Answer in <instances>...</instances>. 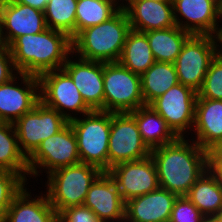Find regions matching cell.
Wrapping results in <instances>:
<instances>
[{"label": "cell", "instance_id": "6da1fadb", "mask_svg": "<svg viewBox=\"0 0 222 222\" xmlns=\"http://www.w3.org/2000/svg\"><path fill=\"white\" fill-rule=\"evenodd\" d=\"M150 155L157 168L159 187L178 196H186L209 169V152L185 137L152 149Z\"/></svg>", "mask_w": 222, "mask_h": 222}, {"label": "cell", "instance_id": "7a4b0ae2", "mask_svg": "<svg viewBox=\"0 0 222 222\" xmlns=\"http://www.w3.org/2000/svg\"><path fill=\"white\" fill-rule=\"evenodd\" d=\"M14 67L18 72L39 77L62 69L72 56V39L61 31L46 28L37 34L17 37L9 46Z\"/></svg>", "mask_w": 222, "mask_h": 222}, {"label": "cell", "instance_id": "3957f363", "mask_svg": "<svg viewBox=\"0 0 222 222\" xmlns=\"http://www.w3.org/2000/svg\"><path fill=\"white\" fill-rule=\"evenodd\" d=\"M130 30L127 14L120 9L109 20L81 30L72 39V54L88 61L118 62Z\"/></svg>", "mask_w": 222, "mask_h": 222}, {"label": "cell", "instance_id": "277c9868", "mask_svg": "<svg viewBox=\"0 0 222 222\" xmlns=\"http://www.w3.org/2000/svg\"><path fill=\"white\" fill-rule=\"evenodd\" d=\"M101 173L98 167L81 162L49 173L45 192L57 214L69 207L83 205L91 184Z\"/></svg>", "mask_w": 222, "mask_h": 222}, {"label": "cell", "instance_id": "5b68a950", "mask_svg": "<svg viewBox=\"0 0 222 222\" xmlns=\"http://www.w3.org/2000/svg\"><path fill=\"white\" fill-rule=\"evenodd\" d=\"M68 123L77 139L80 162L107 172L111 112L92 110Z\"/></svg>", "mask_w": 222, "mask_h": 222}, {"label": "cell", "instance_id": "8992f818", "mask_svg": "<svg viewBox=\"0 0 222 222\" xmlns=\"http://www.w3.org/2000/svg\"><path fill=\"white\" fill-rule=\"evenodd\" d=\"M103 111L131 112L145 105L141 91L140 75L119 62H103Z\"/></svg>", "mask_w": 222, "mask_h": 222}, {"label": "cell", "instance_id": "52a82bcc", "mask_svg": "<svg viewBox=\"0 0 222 222\" xmlns=\"http://www.w3.org/2000/svg\"><path fill=\"white\" fill-rule=\"evenodd\" d=\"M219 52L218 37L192 34L174 62L178 82L198 92L212 60Z\"/></svg>", "mask_w": 222, "mask_h": 222}, {"label": "cell", "instance_id": "ba28073f", "mask_svg": "<svg viewBox=\"0 0 222 222\" xmlns=\"http://www.w3.org/2000/svg\"><path fill=\"white\" fill-rule=\"evenodd\" d=\"M27 163L29 175L35 178L40 177L42 168L48 175L58 168L80 163L77 139L71 125L68 123L57 134L42 141L27 158Z\"/></svg>", "mask_w": 222, "mask_h": 222}, {"label": "cell", "instance_id": "9c48e42d", "mask_svg": "<svg viewBox=\"0 0 222 222\" xmlns=\"http://www.w3.org/2000/svg\"><path fill=\"white\" fill-rule=\"evenodd\" d=\"M38 78L40 101L57 110L68 122L77 118L78 114L84 115L92 111L63 69L46 72Z\"/></svg>", "mask_w": 222, "mask_h": 222}, {"label": "cell", "instance_id": "30bf717a", "mask_svg": "<svg viewBox=\"0 0 222 222\" xmlns=\"http://www.w3.org/2000/svg\"><path fill=\"white\" fill-rule=\"evenodd\" d=\"M151 150L143 142L135 118L129 113L111 112L108 170L120 163L142 160Z\"/></svg>", "mask_w": 222, "mask_h": 222}, {"label": "cell", "instance_id": "8fae6325", "mask_svg": "<svg viewBox=\"0 0 222 222\" xmlns=\"http://www.w3.org/2000/svg\"><path fill=\"white\" fill-rule=\"evenodd\" d=\"M67 124L57 110L39 101L14 123L21 152L28 158L42 141L57 134Z\"/></svg>", "mask_w": 222, "mask_h": 222}, {"label": "cell", "instance_id": "7c38bea8", "mask_svg": "<svg viewBox=\"0 0 222 222\" xmlns=\"http://www.w3.org/2000/svg\"><path fill=\"white\" fill-rule=\"evenodd\" d=\"M196 99L197 92L178 83L149 105L165 119L178 137H185L184 134L193 128Z\"/></svg>", "mask_w": 222, "mask_h": 222}, {"label": "cell", "instance_id": "4fadbf2b", "mask_svg": "<svg viewBox=\"0 0 222 222\" xmlns=\"http://www.w3.org/2000/svg\"><path fill=\"white\" fill-rule=\"evenodd\" d=\"M16 79L21 80L24 86L18 85ZM39 101V78L18 72L8 82L0 85V122L14 124Z\"/></svg>", "mask_w": 222, "mask_h": 222}, {"label": "cell", "instance_id": "5bb4252c", "mask_svg": "<svg viewBox=\"0 0 222 222\" xmlns=\"http://www.w3.org/2000/svg\"><path fill=\"white\" fill-rule=\"evenodd\" d=\"M107 172L125 202L159 187L157 168L151 155L142 160L120 163Z\"/></svg>", "mask_w": 222, "mask_h": 222}, {"label": "cell", "instance_id": "9a60e30c", "mask_svg": "<svg viewBox=\"0 0 222 222\" xmlns=\"http://www.w3.org/2000/svg\"><path fill=\"white\" fill-rule=\"evenodd\" d=\"M172 3L175 23L179 28L194 35L219 37L221 25L218 23V0H172Z\"/></svg>", "mask_w": 222, "mask_h": 222}, {"label": "cell", "instance_id": "2e32d148", "mask_svg": "<svg viewBox=\"0 0 222 222\" xmlns=\"http://www.w3.org/2000/svg\"><path fill=\"white\" fill-rule=\"evenodd\" d=\"M46 28L44 12L14 0L0 1V34L3 45L8 47L19 36L37 34Z\"/></svg>", "mask_w": 222, "mask_h": 222}, {"label": "cell", "instance_id": "e0dca14e", "mask_svg": "<svg viewBox=\"0 0 222 222\" xmlns=\"http://www.w3.org/2000/svg\"><path fill=\"white\" fill-rule=\"evenodd\" d=\"M100 222H125V206L114 179L102 172L91 184L83 204Z\"/></svg>", "mask_w": 222, "mask_h": 222}, {"label": "cell", "instance_id": "ac0fdd59", "mask_svg": "<svg viewBox=\"0 0 222 222\" xmlns=\"http://www.w3.org/2000/svg\"><path fill=\"white\" fill-rule=\"evenodd\" d=\"M74 57H68L62 69L71 77L86 105L91 110L103 111V62Z\"/></svg>", "mask_w": 222, "mask_h": 222}, {"label": "cell", "instance_id": "d6986e66", "mask_svg": "<svg viewBox=\"0 0 222 222\" xmlns=\"http://www.w3.org/2000/svg\"><path fill=\"white\" fill-rule=\"evenodd\" d=\"M178 195L164 188L129 199L125 206V222H169Z\"/></svg>", "mask_w": 222, "mask_h": 222}, {"label": "cell", "instance_id": "ffe728a7", "mask_svg": "<svg viewBox=\"0 0 222 222\" xmlns=\"http://www.w3.org/2000/svg\"><path fill=\"white\" fill-rule=\"evenodd\" d=\"M124 10L131 29L139 32L176 26L172 0H134Z\"/></svg>", "mask_w": 222, "mask_h": 222}, {"label": "cell", "instance_id": "44dd1931", "mask_svg": "<svg viewBox=\"0 0 222 222\" xmlns=\"http://www.w3.org/2000/svg\"><path fill=\"white\" fill-rule=\"evenodd\" d=\"M194 142L210 151L222 141V100L197 98L195 103Z\"/></svg>", "mask_w": 222, "mask_h": 222}, {"label": "cell", "instance_id": "7402d4cb", "mask_svg": "<svg viewBox=\"0 0 222 222\" xmlns=\"http://www.w3.org/2000/svg\"><path fill=\"white\" fill-rule=\"evenodd\" d=\"M25 186L4 214L3 222H58V214L44 193L34 198Z\"/></svg>", "mask_w": 222, "mask_h": 222}, {"label": "cell", "instance_id": "603a6c76", "mask_svg": "<svg viewBox=\"0 0 222 222\" xmlns=\"http://www.w3.org/2000/svg\"><path fill=\"white\" fill-rule=\"evenodd\" d=\"M129 113L135 118L141 138L150 150L173 143L179 138L150 105Z\"/></svg>", "mask_w": 222, "mask_h": 222}, {"label": "cell", "instance_id": "cb8c5ba5", "mask_svg": "<svg viewBox=\"0 0 222 222\" xmlns=\"http://www.w3.org/2000/svg\"><path fill=\"white\" fill-rule=\"evenodd\" d=\"M186 196L204 216H215L222 208V183L209 168L192 185Z\"/></svg>", "mask_w": 222, "mask_h": 222}, {"label": "cell", "instance_id": "d4e9b609", "mask_svg": "<svg viewBox=\"0 0 222 222\" xmlns=\"http://www.w3.org/2000/svg\"><path fill=\"white\" fill-rule=\"evenodd\" d=\"M144 33L148 38L155 61L168 63L176 61L184 43L192 35L177 25Z\"/></svg>", "mask_w": 222, "mask_h": 222}, {"label": "cell", "instance_id": "484cf974", "mask_svg": "<svg viewBox=\"0 0 222 222\" xmlns=\"http://www.w3.org/2000/svg\"><path fill=\"white\" fill-rule=\"evenodd\" d=\"M118 62L140 76L155 63L148 38L144 32L133 29L128 32Z\"/></svg>", "mask_w": 222, "mask_h": 222}, {"label": "cell", "instance_id": "4316f807", "mask_svg": "<svg viewBox=\"0 0 222 222\" xmlns=\"http://www.w3.org/2000/svg\"><path fill=\"white\" fill-rule=\"evenodd\" d=\"M141 91L145 105L177 85L178 77L174 63H155L141 76Z\"/></svg>", "mask_w": 222, "mask_h": 222}, {"label": "cell", "instance_id": "83f0119b", "mask_svg": "<svg viewBox=\"0 0 222 222\" xmlns=\"http://www.w3.org/2000/svg\"><path fill=\"white\" fill-rule=\"evenodd\" d=\"M0 170L15 172L26 181L29 177L27 158L19 148L14 124L9 122H0Z\"/></svg>", "mask_w": 222, "mask_h": 222}, {"label": "cell", "instance_id": "f1b7e54d", "mask_svg": "<svg viewBox=\"0 0 222 222\" xmlns=\"http://www.w3.org/2000/svg\"><path fill=\"white\" fill-rule=\"evenodd\" d=\"M119 10L116 0H77L75 36L87 27L109 20Z\"/></svg>", "mask_w": 222, "mask_h": 222}, {"label": "cell", "instance_id": "f546056e", "mask_svg": "<svg viewBox=\"0 0 222 222\" xmlns=\"http://www.w3.org/2000/svg\"><path fill=\"white\" fill-rule=\"evenodd\" d=\"M77 0H49L44 10L47 28L75 37Z\"/></svg>", "mask_w": 222, "mask_h": 222}, {"label": "cell", "instance_id": "4dcf8cb0", "mask_svg": "<svg viewBox=\"0 0 222 222\" xmlns=\"http://www.w3.org/2000/svg\"><path fill=\"white\" fill-rule=\"evenodd\" d=\"M26 180L10 170H0V222L14 198L25 187Z\"/></svg>", "mask_w": 222, "mask_h": 222}, {"label": "cell", "instance_id": "1f68e13d", "mask_svg": "<svg viewBox=\"0 0 222 222\" xmlns=\"http://www.w3.org/2000/svg\"><path fill=\"white\" fill-rule=\"evenodd\" d=\"M197 98L222 100V53L212 60Z\"/></svg>", "mask_w": 222, "mask_h": 222}, {"label": "cell", "instance_id": "d6a6232c", "mask_svg": "<svg viewBox=\"0 0 222 222\" xmlns=\"http://www.w3.org/2000/svg\"><path fill=\"white\" fill-rule=\"evenodd\" d=\"M204 215L187 198L178 196L171 211L169 222H200Z\"/></svg>", "mask_w": 222, "mask_h": 222}, {"label": "cell", "instance_id": "836d02e7", "mask_svg": "<svg viewBox=\"0 0 222 222\" xmlns=\"http://www.w3.org/2000/svg\"><path fill=\"white\" fill-rule=\"evenodd\" d=\"M58 222H100L93 211L84 205L72 206L58 214Z\"/></svg>", "mask_w": 222, "mask_h": 222}, {"label": "cell", "instance_id": "e575fe53", "mask_svg": "<svg viewBox=\"0 0 222 222\" xmlns=\"http://www.w3.org/2000/svg\"><path fill=\"white\" fill-rule=\"evenodd\" d=\"M18 71L14 67L12 54L7 46L0 48V85L8 82Z\"/></svg>", "mask_w": 222, "mask_h": 222}, {"label": "cell", "instance_id": "d590c367", "mask_svg": "<svg viewBox=\"0 0 222 222\" xmlns=\"http://www.w3.org/2000/svg\"><path fill=\"white\" fill-rule=\"evenodd\" d=\"M209 164H222V141L209 151Z\"/></svg>", "mask_w": 222, "mask_h": 222}, {"label": "cell", "instance_id": "8d00e7d4", "mask_svg": "<svg viewBox=\"0 0 222 222\" xmlns=\"http://www.w3.org/2000/svg\"><path fill=\"white\" fill-rule=\"evenodd\" d=\"M14 1L24 5L31 6L34 9L44 12L49 0H14Z\"/></svg>", "mask_w": 222, "mask_h": 222}, {"label": "cell", "instance_id": "74e56055", "mask_svg": "<svg viewBox=\"0 0 222 222\" xmlns=\"http://www.w3.org/2000/svg\"><path fill=\"white\" fill-rule=\"evenodd\" d=\"M209 168L218 175L222 183V164H209Z\"/></svg>", "mask_w": 222, "mask_h": 222}, {"label": "cell", "instance_id": "f35d334b", "mask_svg": "<svg viewBox=\"0 0 222 222\" xmlns=\"http://www.w3.org/2000/svg\"><path fill=\"white\" fill-rule=\"evenodd\" d=\"M200 222H219L215 216H204Z\"/></svg>", "mask_w": 222, "mask_h": 222}, {"label": "cell", "instance_id": "ab89813d", "mask_svg": "<svg viewBox=\"0 0 222 222\" xmlns=\"http://www.w3.org/2000/svg\"><path fill=\"white\" fill-rule=\"evenodd\" d=\"M122 1V2H121ZM125 1H126V3H125ZM132 1H134V0H116V2H117V5H118V7L120 8V9H124L125 7H126V4L128 5V4H130ZM118 2H120V3H118ZM125 4H124V3Z\"/></svg>", "mask_w": 222, "mask_h": 222}, {"label": "cell", "instance_id": "60d3db41", "mask_svg": "<svg viewBox=\"0 0 222 222\" xmlns=\"http://www.w3.org/2000/svg\"><path fill=\"white\" fill-rule=\"evenodd\" d=\"M218 4H219V20H222V0H218ZM221 31H222V27H221Z\"/></svg>", "mask_w": 222, "mask_h": 222}, {"label": "cell", "instance_id": "b9f144b4", "mask_svg": "<svg viewBox=\"0 0 222 222\" xmlns=\"http://www.w3.org/2000/svg\"><path fill=\"white\" fill-rule=\"evenodd\" d=\"M215 217L218 219L219 222H222V208L218 211Z\"/></svg>", "mask_w": 222, "mask_h": 222}, {"label": "cell", "instance_id": "7bdbcfd3", "mask_svg": "<svg viewBox=\"0 0 222 222\" xmlns=\"http://www.w3.org/2000/svg\"><path fill=\"white\" fill-rule=\"evenodd\" d=\"M219 44L221 45L220 46V53H222V31H221V33L219 34Z\"/></svg>", "mask_w": 222, "mask_h": 222}]
</instances>
